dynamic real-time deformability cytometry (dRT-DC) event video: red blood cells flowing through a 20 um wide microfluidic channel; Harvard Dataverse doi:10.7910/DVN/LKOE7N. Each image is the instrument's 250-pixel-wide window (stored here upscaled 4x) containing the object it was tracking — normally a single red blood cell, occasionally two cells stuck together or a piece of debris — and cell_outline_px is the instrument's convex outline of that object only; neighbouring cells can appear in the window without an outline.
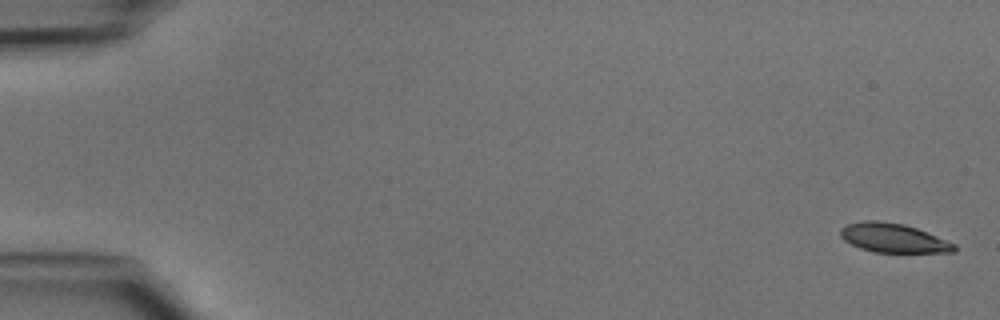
{"species": "common noctule bat (a hibernating species)", "species_latin": "Nyctalus noctula", "temperature_condition": "cold", "stored_images_in_passage": 4, "camera_frame_rate_fps": 3000, "um_per_image_px": 0.085, "animal": {"sex": "male", "body_mass_g": 15.6}, "frame": {"image": 1, "passage_image": 1, "time_ms": 0.0, "image_size_px": [1000, 320], "cell_outline_px": [[956, 248], [952, 252], [872, 252], [860, 248], [844, 240], [840, 236], [840, 228], [848, 224], [864, 220], [876, 220], [904, 224], [916, 228], [956, 244]], "centroid_in_image_um": [75.89, 20.22], "position_along_channel_um": 9.1, "area_um2": 19.13}}
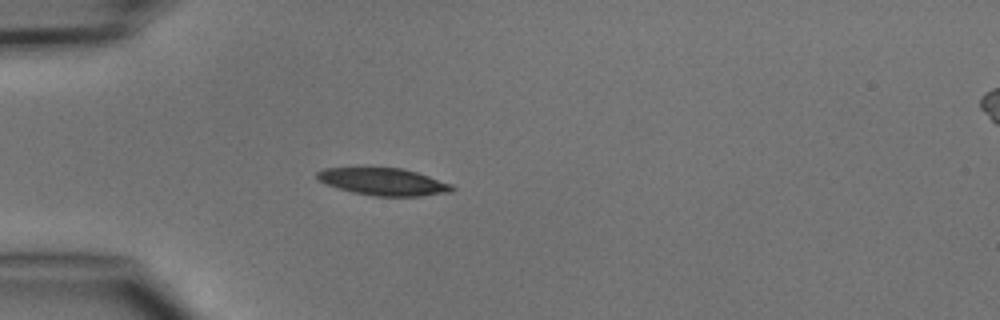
{"frame": {"image": 2, "passage_image": 4, "time_ms": 4.333, "image_size_px": [1000, 320], "cell_outline_px": [[456, 188], [452, 192], [420, 196], [376, 196], [352, 192], [328, 184], [320, 180], [316, 176], [316, 172], [324, 168], [400, 168], [416, 172], [452, 184]], "centroid_in_image_um": [32.63, 15.45], "position_along_channel_um": 52.4, "area_um2": 21.15}}